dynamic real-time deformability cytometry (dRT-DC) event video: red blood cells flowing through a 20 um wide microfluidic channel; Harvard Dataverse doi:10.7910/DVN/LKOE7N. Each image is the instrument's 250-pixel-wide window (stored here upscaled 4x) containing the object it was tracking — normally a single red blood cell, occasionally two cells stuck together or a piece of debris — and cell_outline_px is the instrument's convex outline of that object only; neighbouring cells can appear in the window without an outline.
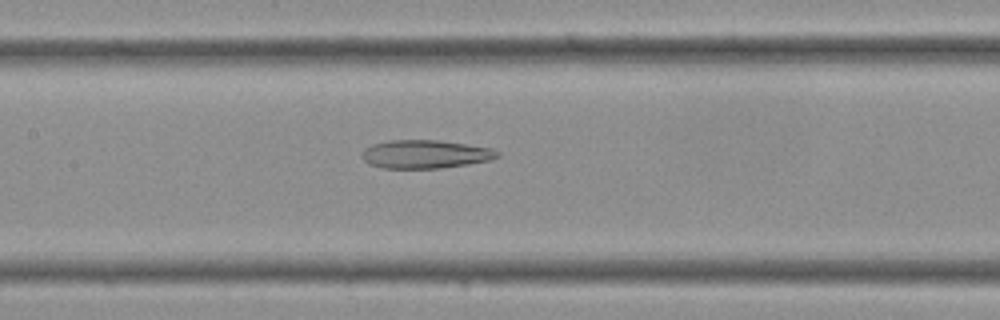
{"species": "Egyptian fruit bat (a non-hibernating species)", "species_latin": "Rousettus aegyptiacus", "temperature_condition": "cold", "stored_images_in_passage": 35, "camera_frame_rate_fps": 3000, "um_per_image_px": 0.085, "frame": {"image": 1, "passage_image": 16, "time_ms": 5.0, "image_size_px": [1000, 320], "cell_outline_px": [[500, 156], [492, 160], [468, 164], [440, 168], [380, 168], [368, 164], [360, 156], [364, 148], [372, 144], [388, 140], [440, 140], [492, 148], [500, 152]], "centroid_in_image_um": [36.14, 13.1], "position_along_channel_um": 171.3, "area_um2": 22.66}}
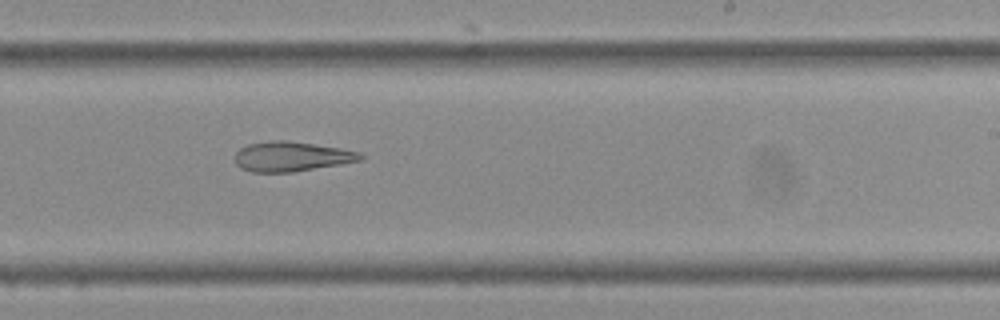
{"frame": {"image": 2, "passage_image": 21, "time_ms": 6.667, "image_size_px": [1000, 320], "cell_outline_px": [[364, 160], [292, 172], [252, 172], [240, 168], [236, 164], [236, 152], [240, 148], [248, 144], [272, 140], [288, 140], [340, 148], [360, 152], [364, 156]], "centroid_in_image_um": [24.78, 13.3], "position_along_channel_um": 264.2, "area_um2": 21.79}}
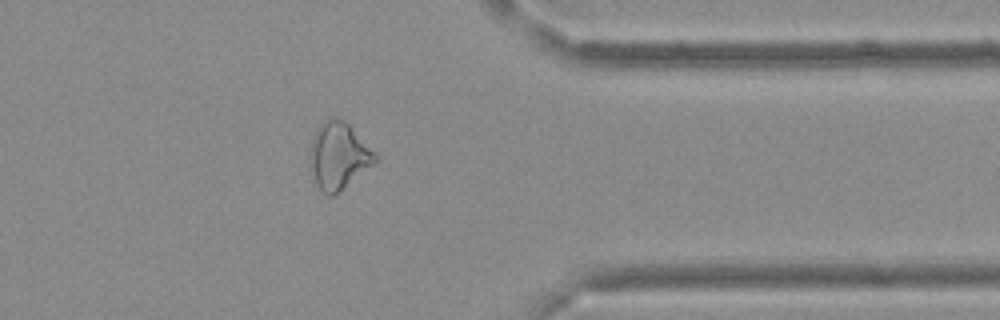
{"frame": {"image": 3, "passage_image": 28, "time_ms": 9.0, "image_size_px": [1000, 320], "cell_outline_px": [[380, 160], [332, 196], [328, 196], [316, 184], [312, 168], [312, 140], [320, 124], [324, 120], [344, 120], [380, 156]], "centroid_in_image_um": [28.86, 13.26], "position_along_channel_um": 382.5, "area_um2": 24.57}}